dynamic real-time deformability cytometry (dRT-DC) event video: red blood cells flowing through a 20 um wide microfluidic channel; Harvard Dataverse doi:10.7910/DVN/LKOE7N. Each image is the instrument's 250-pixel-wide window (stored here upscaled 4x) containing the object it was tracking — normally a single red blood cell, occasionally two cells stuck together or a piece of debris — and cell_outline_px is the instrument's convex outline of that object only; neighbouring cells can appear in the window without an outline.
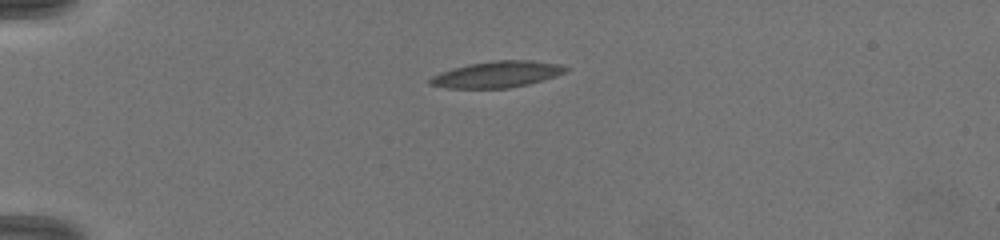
{"species": "common noctule bat (a hibernating species)", "species_latin": "Nyctalus noctula", "temperature_condition": "warm", "stored_images_in_passage": 4, "camera_frame_rate_fps": 3000, "um_per_image_px": 0.085, "animal": {"sex": "female", "body_mass_g": 19.5, "forearm_length_mm": 54.1}, "frame": {"image": 1, "passage_image": 1, "time_ms": 0.0, "image_size_px": [1000, 240], "cell_outline_px": [[568, 68], [564, 72], [556, 76], [528, 84], [508, 88], [448, 88], [428, 84], [428, 80], [432, 76], [456, 68], [472, 64], [496, 60], [528, 60], [560, 64]], "centroid_in_image_um": [42.27, 6.33], "position_along_channel_um": 42.7, "area_um2": 20.35}}
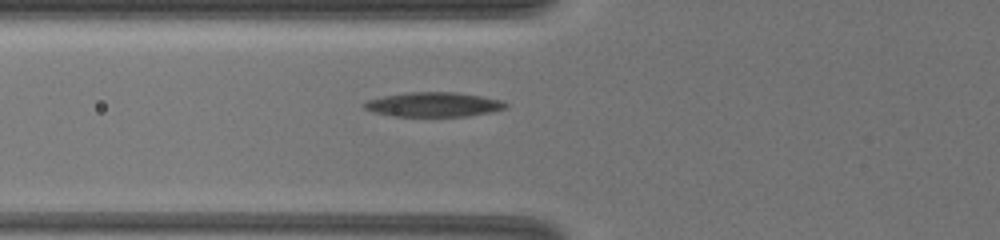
{"frame": {"image": 2, "passage_image": 4, "time_ms": 2.333, "image_size_px": [1000, 240], "cell_outline_px": [[508, 104], [504, 108], [492, 112], [468, 116], [392, 116], [372, 112], [364, 108], [360, 104], [368, 100], [384, 96], [404, 92], [456, 92], [480, 96], [500, 100]], "centroid_in_image_um": [36.8, 8.88], "position_along_channel_um": 89.0, "area_um2": 20.23}}